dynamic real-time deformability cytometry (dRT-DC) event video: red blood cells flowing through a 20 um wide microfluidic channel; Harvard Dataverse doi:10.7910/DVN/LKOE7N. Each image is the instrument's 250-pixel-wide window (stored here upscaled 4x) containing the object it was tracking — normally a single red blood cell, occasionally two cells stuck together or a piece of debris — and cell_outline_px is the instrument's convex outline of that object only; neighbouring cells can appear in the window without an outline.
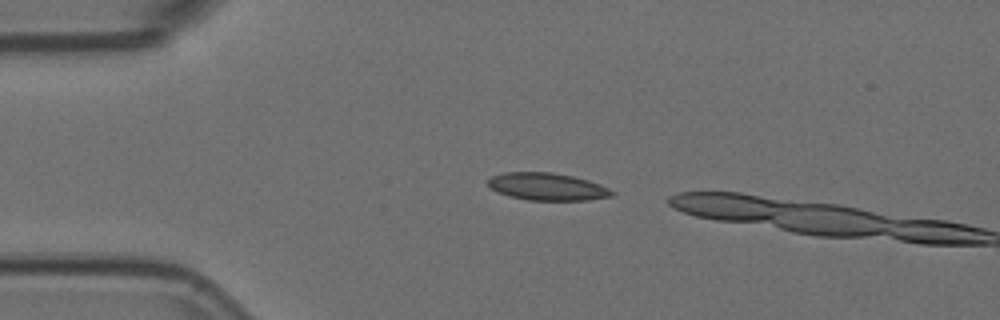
{"species": "Egyptian fruit bat (a non-hibernating species)", "species_latin": "Rousettus aegyptiacus", "temperature_condition": "room temperature", "stored_images_in_passage": 2, "camera_frame_rate_fps": 3000, "um_per_image_px": 0.085, "animal": {"sex": "female"}, "frame": {"image": 1, "passage_image": 1, "time_ms": 0.0, "image_size_px": [1000, 320], "cell_outline_px": [[616, 192], [612, 196], [588, 200], [528, 200], [496, 192], [488, 188], [488, 180], [492, 176], [504, 172], [552, 172], [572, 176], [588, 180], [600, 184]], "centroid_in_image_um": [46.5, 15.86], "position_along_channel_um": 38.5, "area_um2": 19.83}}